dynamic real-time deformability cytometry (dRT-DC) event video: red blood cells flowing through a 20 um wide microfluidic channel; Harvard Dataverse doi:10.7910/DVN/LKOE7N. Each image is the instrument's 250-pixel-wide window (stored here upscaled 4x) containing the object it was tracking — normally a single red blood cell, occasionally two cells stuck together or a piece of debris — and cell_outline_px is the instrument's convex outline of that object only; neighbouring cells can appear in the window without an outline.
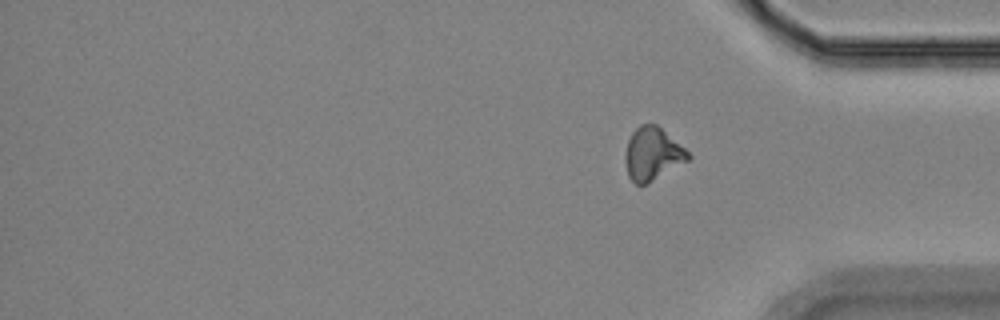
{"species": "Egyptian fruit bat (a non-hibernating species)", "species_latin": "Rousettus aegyptiacus", "temperature_condition": "room temperature", "stored_images_in_passage": 17, "segment_of_instrument_passage": [2, 2], "camera_frame_rate_fps": 3000, "um_per_image_px": 0.085, "animal": {"sex": "female"}, "frame": {"image": 1, "passage_image": 17, "time_ms": 19.333, "image_size_px": [1000, 320], "cell_outline_px": [[692, 156], [688, 160], [644, 184], [636, 184], [628, 176], [624, 160], [624, 156], [628, 140], [632, 132], [640, 124], [656, 124], [684, 148]], "centroid_in_image_um": [55.42, 13.06], "position_along_channel_um": 379.8, "area_um2": 18.9}}